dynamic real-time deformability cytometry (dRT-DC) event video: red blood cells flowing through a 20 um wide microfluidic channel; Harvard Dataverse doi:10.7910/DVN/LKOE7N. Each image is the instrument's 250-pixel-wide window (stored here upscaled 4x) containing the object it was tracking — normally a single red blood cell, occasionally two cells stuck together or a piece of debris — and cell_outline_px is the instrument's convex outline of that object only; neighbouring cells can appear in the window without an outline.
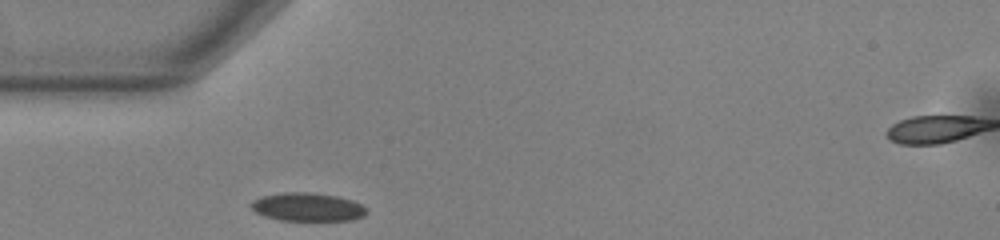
{"species": "common noctule bat (a hibernating species)", "species_latin": "Nyctalus noctula", "temperature_condition": "warm", "stored_images_in_passage": 29, "camera_frame_rate_fps": 3000, "um_per_image_px": 0.085, "animal": {"sex": "male", "body_mass_g": 13.0, "forearm_length_mm": 53.1}, "frame": {"image": 1, "passage_image": 1, "time_ms": 0.0, "image_size_px": [1000, 240], "cell_outline_px": [[368, 212], [364, 216], [352, 220], [280, 220], [264, 216], [256, 212], [248, 204], [252, 200], [260, 196], [280, 192], [308, 192], [336, 196], [352, 200], [368, 208]], "centroid_in_image_um": [26.12, 17.59], "position_along_channel_um": 58.9, "area_um2": 19.25}}
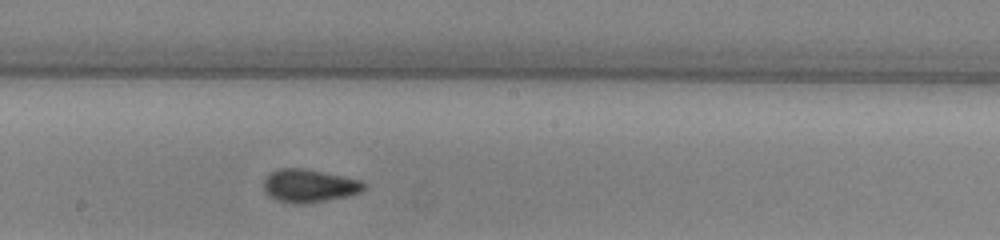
{"frame": {"image": 2, "passage_image": 14, "time_ms": 4.333, "image_size_px": [1000, 240], "cell_outline_px": [[368, 184], [360, 192], [348, 196], [304, 204], [292, 204], [276, 200], [268, 196], [264, 192], [264, 180], [272, 172], [280, 168], [304, 168], [360, 180]], "centroid_in_image_um": [26.26, 15.8], "position_along_channel_um": 221.9, "area_um2": 19.31}}
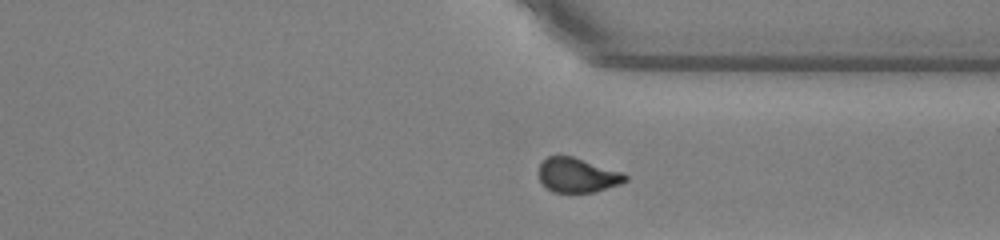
{"frame": {"image": 3, "passage_image": 25, "time_ms": 8.0, "image_size_px": [1000, 240], "cell_outline_px": [[628, 180], [620, 184], [592, 192], [552, 192], [540, 180], [540, 164], [548, 156], [572, 156], [624, 172], [628, 176]], "centroid_in_image_um": [49.12, 14.88], "position_along_channel_um": 362.3, "area_um2": 17.22}, "authors_computed_cell_mechanics": {"area_um2": 18.9006, "velocity_mm_per_s": 3.8259, "shape_relaxation_time_tau1_ms": 5.6914, "shape_relaxation_time_tau2_ms": 1.9589, "deformation_change_tau1": 0.1317, "deformation_change_tau2": 0.0643}}